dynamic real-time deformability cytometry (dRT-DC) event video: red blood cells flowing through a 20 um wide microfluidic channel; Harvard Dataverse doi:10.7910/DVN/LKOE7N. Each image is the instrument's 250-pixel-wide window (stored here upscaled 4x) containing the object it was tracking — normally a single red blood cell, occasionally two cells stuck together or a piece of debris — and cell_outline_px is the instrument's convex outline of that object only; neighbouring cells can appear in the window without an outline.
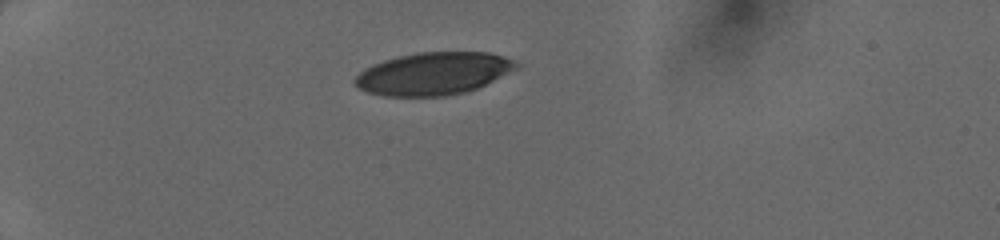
{"species": "human", "species_latin": "Homo sapiens", "temperature_condition": "cold", "stored_images_in_passage": 30, "camera_frame_rate_fps": 3000, "um_per_image_px": 0.085, "donor": {"sex": "female"}, "frame": {"image": 1, "passage_image": 1, "time_ms": 0.0, "image_size_px": [1000, 240], "cell_outline_px": [[520, 64], [516, 68], [476, 88], [464, 92], [444, 96], [384, 96], [368, 92], [352, 84], [352, 80], [364, 68], [372, 64], [384, 60], [416, 52], [488, 52], [504, 56]], "centroid_in_image_um": [36.78, 6.25], "position_along_channel_um": 48.2, "area_um2": 39.71}}
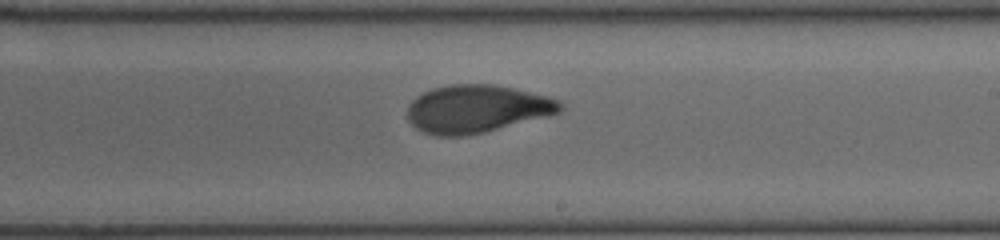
{"frame": {"image": 2, "passage_image": 16, "time_ms": 5.0, "image_size_px": [1000, 240], "cell_outline_px": [[564, 108], [560, 112], [484, 132], [468, 136], [436, 136], [424, 132], [416, 128], [408, 120], [408, 104], [416, 96], [432, 88], [452, 84], [492, 84], [512, 88], [548, 96], [564, 104]], "centroid_in_image_um": [40.49, 9.25], "position_along_channel_um": 248.5, "area_um2": 42.37}}
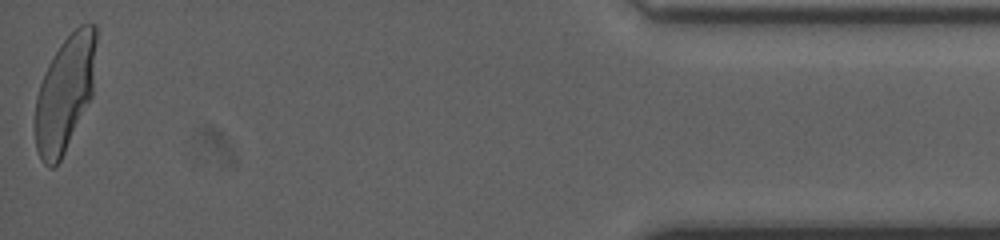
{"frame": {"image": 3, "passage_image": 30, "time_ms": 9.667, "image_size_px": [1000, 240], "cell_outline_px": [[96, 40], [92, 96], [60, 160], [52, 168], [48, 168], [40, 160], [36, 148], [36, 96], [44, 72], [60, 44], [80, 24], [96, 24]], "centroid_in_image_um": [5.52, 7.93], "position_along_channel_um": 429.7, "area_um2": 40.58}}